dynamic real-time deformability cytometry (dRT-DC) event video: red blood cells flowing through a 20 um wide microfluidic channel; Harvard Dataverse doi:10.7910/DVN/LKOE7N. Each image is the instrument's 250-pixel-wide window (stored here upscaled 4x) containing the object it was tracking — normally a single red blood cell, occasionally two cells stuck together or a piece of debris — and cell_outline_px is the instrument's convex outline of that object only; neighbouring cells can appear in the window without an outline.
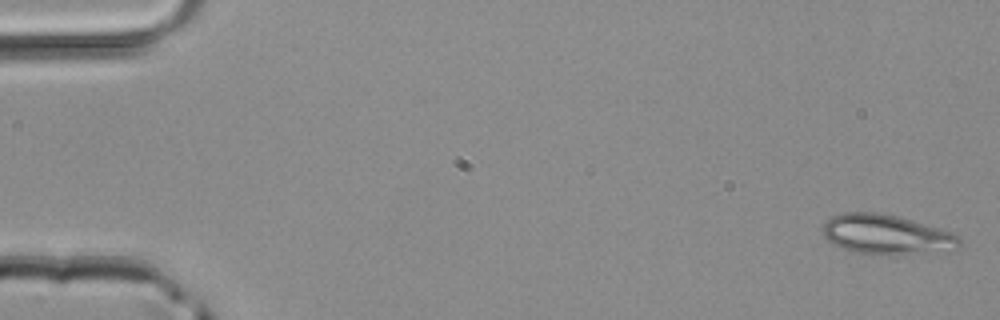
{"species": "common noctule bat (a hibernating species)", "species_latin": "Nyctalus noctula", "temperature_condition": "room temperature", "stored_images_in_passage": 4, "camera_frame_rate_fps": 3000, "um_per_image_px": 0.085, "animal": {"sex": "male", "body_mass_g": 20.4}, "frame": {"image": 1, "passage_image": 1, "time_ms": 0.0, "image_size_px": [1000, 320], "cell_outline_px": [[960, 244], [956, 248], [924, 252], [888, 256], [856, 252], [832, 244], [824, 236], [824, 224], [832, 216], [844, 212], [880, 212], [900, 216], [952, 232], [960, 236]], "centroid_in_image_um": [75.34, 19.92], "position_along_channel_um": 9.7, "area_um2": 31.56}}